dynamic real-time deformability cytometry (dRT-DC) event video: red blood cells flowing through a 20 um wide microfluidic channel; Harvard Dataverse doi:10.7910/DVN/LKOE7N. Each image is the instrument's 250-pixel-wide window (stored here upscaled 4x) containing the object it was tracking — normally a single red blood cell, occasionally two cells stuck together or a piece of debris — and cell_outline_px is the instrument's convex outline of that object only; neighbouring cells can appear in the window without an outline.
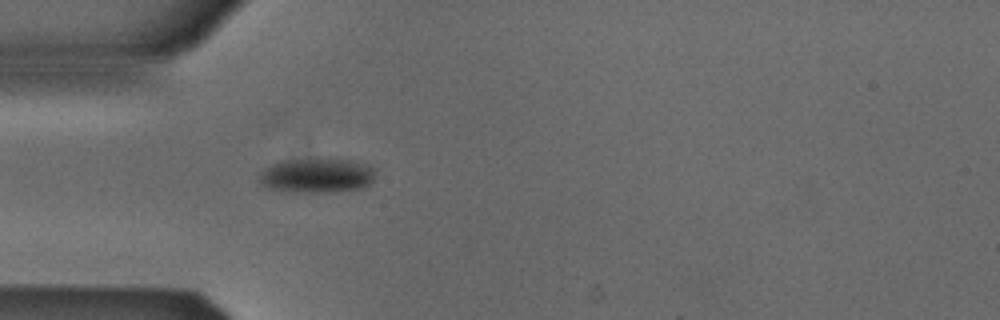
{"species": "Egyptian fruit bat (a non-hibernating species)", "species_latin": "Rousettus aegyptiacus", "temperature_condition": "cold", "stored_images_in_passage": 43, "camera_frame_rate_fps": 3000, "um_per_image_px": 0.085, "animal": {"sex": "male"}, "frame": {"image": 1, "passage_image": 5, "time_ms": 1.333, "image_size_px": [1000, 320], "cell_outline_px": [[376, 176], [368, 184], [360, 188], [332, 192], [288, 192], [268, 188], [260, 184], [260, 172], [272, 164], [280, 160], [316, 156], [352, 160], [372, 164], [376, 168]], "centroid_in_image_um": [26.96, 14.86], "position_along_channel_um": 58.0, "area_um2": 24.51}}
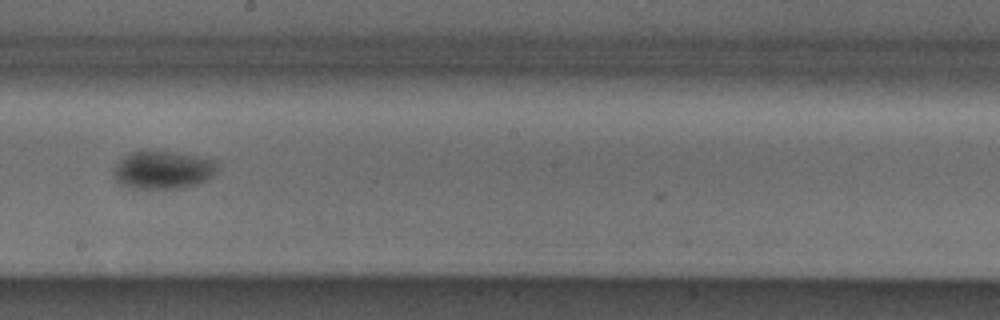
{"frame": {"image": 2, "passage_image": 19, "time_ms": 6.0, "image_size_px": [1000, 320], "cell_outline_px": [[216, 168], [212, 176], [208, 180], [184, 188], [132, 188], [116, 184], [112, 176], [112, 172], [116, 164], [124, 156], [132, 152], [144, 148], [148, 148], [172, 152], [216, 160]], "centroid_in_image_um": [13.76, 14.43], "position_along_channel_um": 234.4, "area_um2": 23.47}}
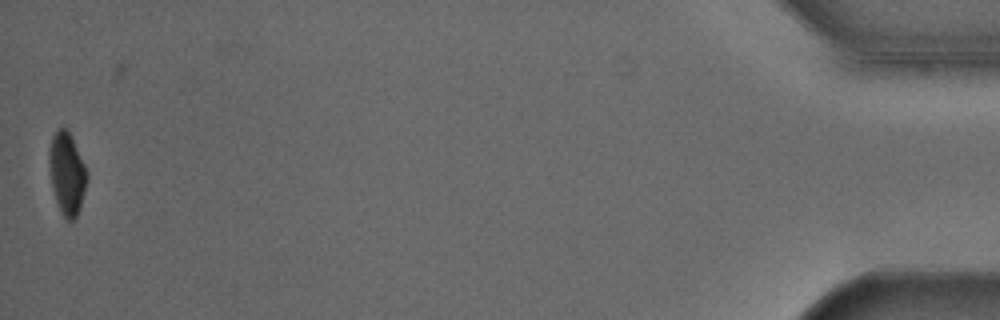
{"frame": {"image": 3, "passage_image": 42, "time_ms": 13.667, "image_size_px": [1000, 320], "cell_outline_px": [[88, 180], [80, 208], [76, 216], [72, 220], [68, 220], [60, 212], [52, 188], [48, 164], [48, 152], [52, 136], [56, 128], [68, 128], [88, 172]], "centroid_in_image_um": [5.68, 14.71], "position_along_channel_um": 429.5, "area_um2": 18.38}, "authors_computed_cell_mechanics": {"area_um2": 22.7154, "velocity_mm_per_s": 3.8583, "shape_relaxation_time_tau1_ms": null, "shape_relaxation_time_tau2_ms": 5.0552, "deformation_change_tau1": null, "deformation_change_tau2": 0.0455}}